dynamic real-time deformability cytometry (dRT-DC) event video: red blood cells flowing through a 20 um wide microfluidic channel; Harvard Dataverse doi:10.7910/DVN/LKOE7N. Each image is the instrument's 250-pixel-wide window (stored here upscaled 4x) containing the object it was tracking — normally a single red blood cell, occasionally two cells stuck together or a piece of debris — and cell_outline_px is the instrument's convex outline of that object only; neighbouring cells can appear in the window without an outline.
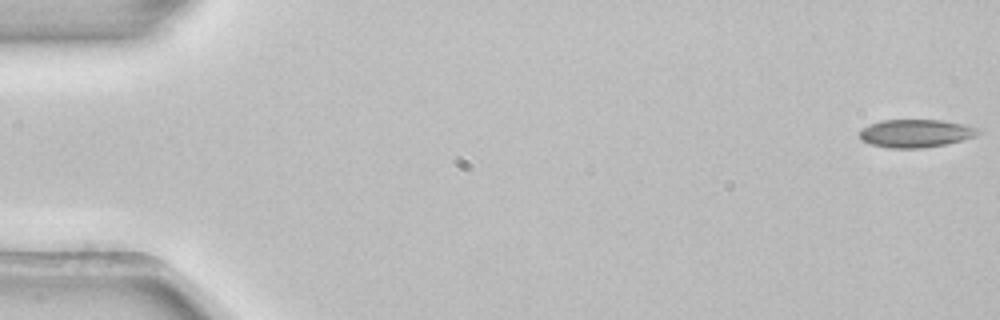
{"species": "common noctule bat (a hibernating species)", "species_latin": "Nyctalus noctula", "temperature_condition": "room temperature", "stored_images_in_passage": 4, "camera_frame_rate_fps": 3000, "um_per_image_px": 0.085, "animal": {"sex": "female", "body_mass_g": 22.7, "forearm_length_mm": 54.2}, "frame": {"image": 1, "passage_image": 1, "time_ms": 0.0, "image_size_px": [1000, 320], "cell_outline_px": [[984, 132], [976, 136], [948, 144], [924, 148], [888, 148], [872, 144], [860, 140], [860, 128], [868, 124], [880, 120], [944, 120], [964, 124], [976, 128]], "centroid_in_image_um": [77.84, 11.33], "position_along_channel_um": 7.2, "area_um2": 19.65}}
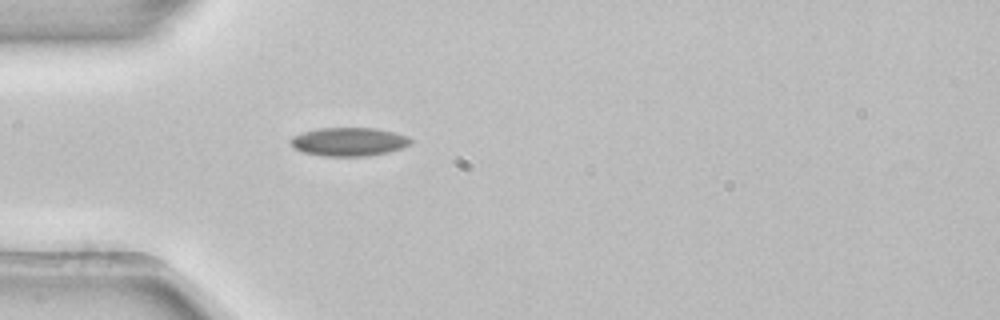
{"frame": {"image": 2, "passage_image": 4, "time_ms": 1.0, "image_size_px": [1000, 320], "cell_outline_px": [[412, 144], [404, 148], [388, 152], [368, 156], [320, 156], [304, 152], [296, 148], [288, 140], [292, 136], [304, 132], [320, 128], [376, 128], [396, 132], [408, 136], [412, 140]], "centroid_in_image_um": [29.71, 12.05], "position_along_channel_um": 55.3, "area_um2": 20.11}}